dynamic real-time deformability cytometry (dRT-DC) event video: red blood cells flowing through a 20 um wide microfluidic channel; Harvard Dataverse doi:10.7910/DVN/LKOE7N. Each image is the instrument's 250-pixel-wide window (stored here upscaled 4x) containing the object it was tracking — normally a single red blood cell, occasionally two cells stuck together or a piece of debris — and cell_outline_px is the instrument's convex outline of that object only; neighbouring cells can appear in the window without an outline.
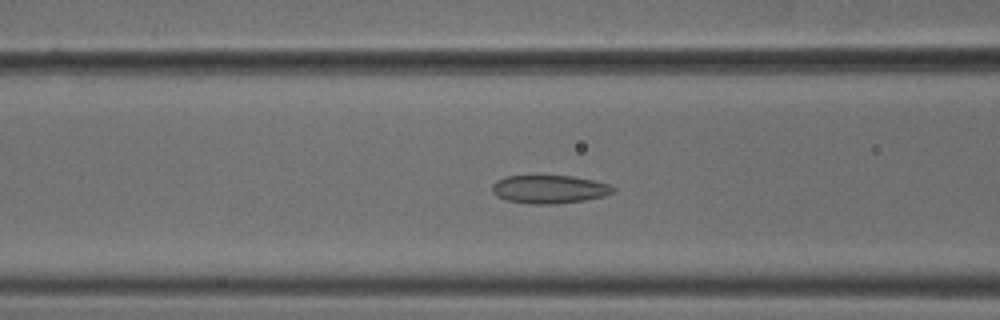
{"species": "common noctule bat (a hibernating species)", "species_latin": "Nyctalus noctula", "temperature_condition": "cold", "stored_images_in_passage": 46, "camera_frame_rate_fps": 3000, "um_per_image_px": 0.085, "animal": {"sex": "male", "body_mass_g": 18.8}, "frame": {"image": 1, "passage_image": 14, "time_ms": 4.333, "image_size_px": [1000, 320], "cell_outline_px": [[616, 192], [604, 196], [584, 200], [556, 204], [528, 204], [508, 200], [496, 196], [492, 192], [492, 184], [496, 180], [504, 176], [572, 176], [612, 184], [616, 188]], "centroid_in_image_um": [46.71, 16.09], "position_along_channel_um": 119.9, "area_um2": 20.11}}
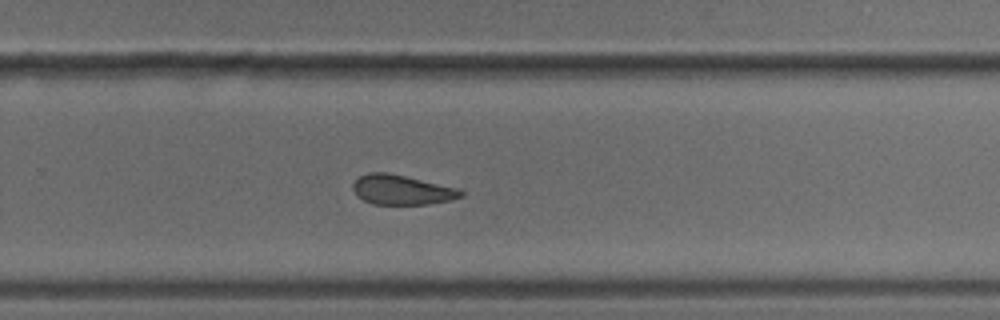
{"frame": {"image": 2, "passage_image": 28, "time_ms": 9.0, "image_size_px": [1000, 320], "cell_outline_px": [[464, 196], [448, 200], [428, 204], [372, 204], [356, 196], [352, 188], [352, 184], [360, 176], [368, 172], [388, 172], [456, 188], [464, 192]], "centroid_in_image_um": [34.1, 16.13], "position_along_channel_um": 295.7, "area_um2": 18.55}}
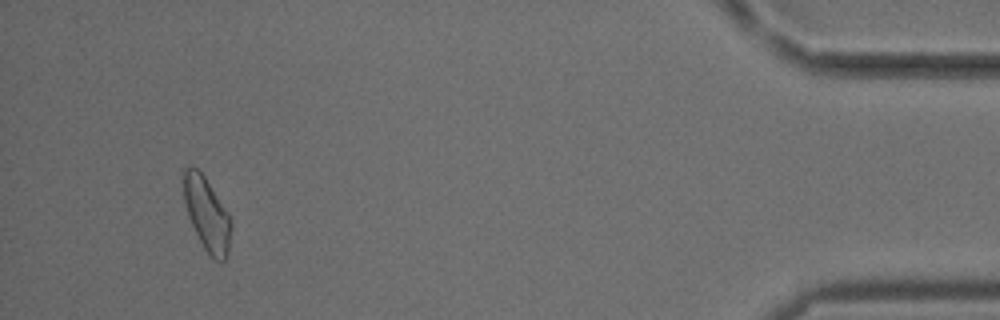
{"frame": {"image": 3, "passage_image": 43, "time_ms": 14.0, "image_size_px": [1000, 320], "cell_outline_px": [[232, 228], [228, 256], [224, 260], [216, 260], [204, 248], [188, 216], [184, 200], [184, 168], [196, 168], [204, 176], [228, 212], [232, 224]], "centroid_in_image_um": [17.62, 18.23], "position_along_channel_um": 417.6, "area_um2": 19.88}, "authors_computed_cell_mechanics": {"area_um2": 19.7387, "velocity_mm_per_s": 3.7674, "shape_relaxation_time_tau1_ms": null, "shape_relaxation_time_tau2_ms": 4.0361, "deformation_change_tau1": null, "deformation_change_tau2": 0.106}}